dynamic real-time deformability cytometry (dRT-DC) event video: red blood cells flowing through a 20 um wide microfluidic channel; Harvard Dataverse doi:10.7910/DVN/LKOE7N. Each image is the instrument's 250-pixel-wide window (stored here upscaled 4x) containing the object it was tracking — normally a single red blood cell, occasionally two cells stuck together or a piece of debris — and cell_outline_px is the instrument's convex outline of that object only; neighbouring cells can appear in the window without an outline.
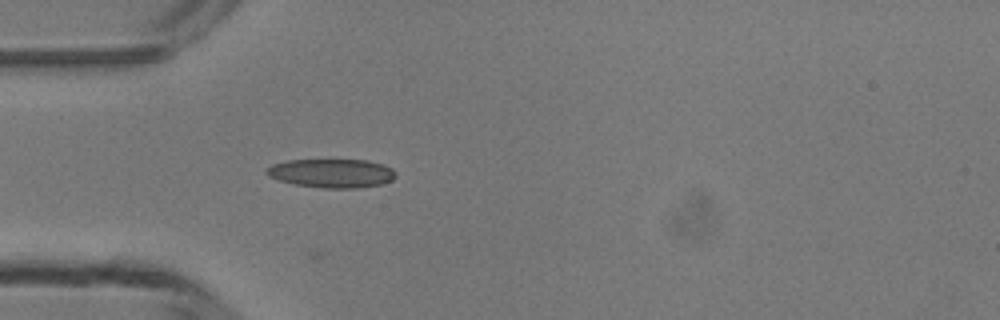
{"species": "common noctule bat (a hibernating species)", "species_latin": "Nyctalus noctula", "temperature_condition": "room temperature", "stored_images_in_passage": 1, "camera_frame_rate_fps": 3000, "um_per_image_px": 0.085, "animal": {"sex": "male", "body_mass_g": 13.3}, "frame": {"image": 1, "passage_image": 1, "time_ms": 0.0, "image_size_px": [1000, 320], "cell_outline_px": [[396, 176], [392, 180], [380, 184], [360, 188], [324, 188], [296, 184], [280, 180], [268, 176], [264, 172], [272, 164], [288, 160], [368, 160], [392, 168], [396, 172]], "centroid_in_image_um": [28.2, 14.72], "position_along_channel_um": 56.8, "area_um2": 21.56}}